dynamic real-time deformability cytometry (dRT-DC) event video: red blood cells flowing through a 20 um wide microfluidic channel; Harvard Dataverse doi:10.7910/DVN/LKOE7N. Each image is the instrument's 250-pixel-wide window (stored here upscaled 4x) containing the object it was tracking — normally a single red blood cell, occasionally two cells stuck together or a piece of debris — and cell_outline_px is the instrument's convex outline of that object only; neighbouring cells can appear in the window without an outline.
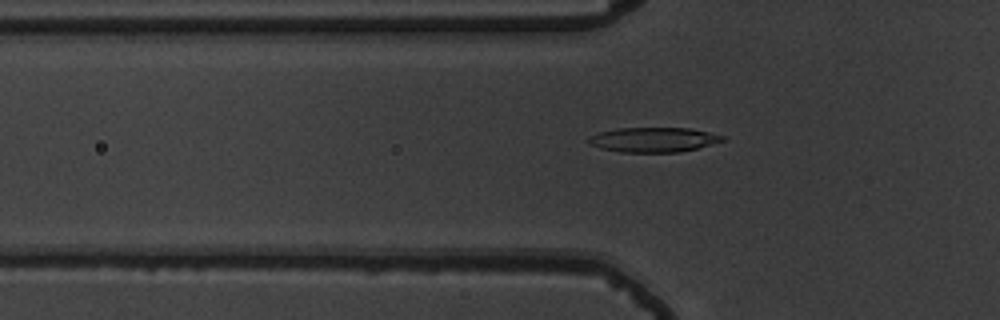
{"species": "common noctule bat (a hibernating species)", "species_latin": "Nyctalus noctula", "temperature_condition": "warm", "stored_images_in_passage": 44, "camera_frame_rate_fps": 3000, "um_per_image_px": 0.085, "animal": {"sex": "male", "body_mass_g": 19.5, "forearm_length_mm": 54.6}, "frame": {"image": 1, "passage_image": 8, "time_ms": 2.333, "image_size_px": [1000, 320], "cell_outline_px": [[724, 140], [696, 148], [680, 152], [620, 152], [600, 148], [588, 144], [584, 140], [588, 136], [600, 132], [616, 128], [688, 128], [724, 136]], "centroid_in_image_um": [55.43, 11.87], "position_along_channel_um": 70.4, "area_um2": 19.25}}
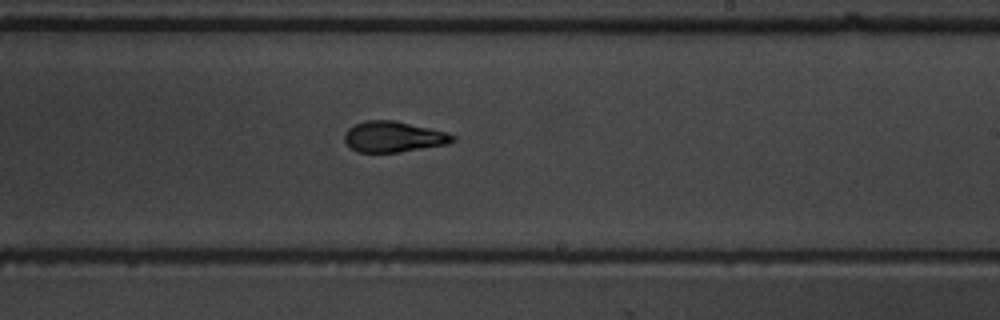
{"frame": {"image": 2, "passage_image": 23, "time_ms": 7.333, "image_size_px": [1000, 320], "cell_outline_px": [[456, 140], [448, 144], [400, 152], [356, 152], [344, 140], [344, 132], [348, 128], [364, 120], [396, 120], [444, 132], [456, 136]], "centroid_in_image_um": [33.43, 11.62], "position_along_channel_um": 255.6, "area_um2": 19.36}}
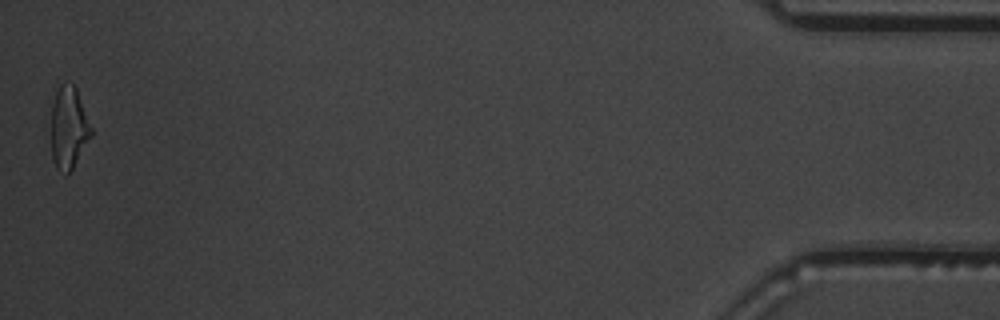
{"frame": {"image": 3, "passage_image": 44, "time_ms": 14.333, "image_size_px": [1000, 320], "cell_outline_px": [[92, 136], [72, 168], [68, 172], [56, 168], [52, 160], [52, 104], [56, 92], [60, 84], [72, 84], [76, 88], [92, 128]], "centroid_in_image_um": [5.84, 10.84], "position_along_channel_um": 429.4, "area_um2": 18.73}, "authors_computed_cell_mechanics": {"area_um2": 19.2185, "velocity_mm_per_s": 3.7082, "shape_relaxation_time_tau1_ms": 3.4322, "shape_relaxation_time_tau2_ms": 1.9594, "deformation_change_tau1": 0.1618, "deformation_change_tau2": 0.0938}}